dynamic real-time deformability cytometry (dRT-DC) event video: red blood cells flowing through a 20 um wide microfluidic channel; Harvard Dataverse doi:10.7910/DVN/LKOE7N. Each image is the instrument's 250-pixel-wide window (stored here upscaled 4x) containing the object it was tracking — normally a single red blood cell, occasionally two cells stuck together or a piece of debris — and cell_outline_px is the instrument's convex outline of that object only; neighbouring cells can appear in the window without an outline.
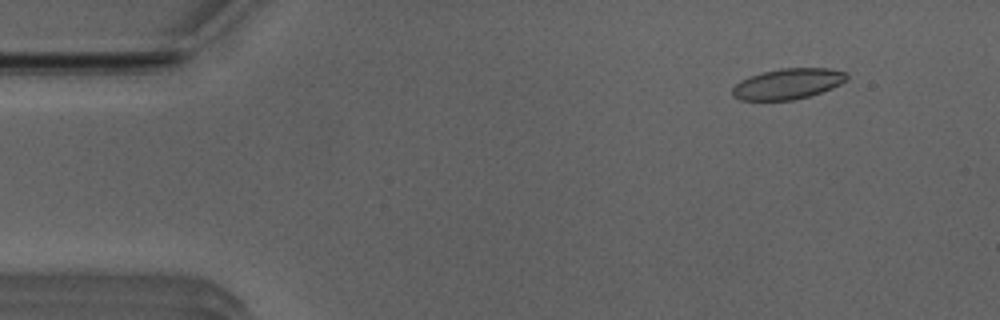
{"species": "Egyptian fruit bat (a non-hibernating species)", "species_latin": "Rousettus aegyptiacus", "temperature_condition": "room temperature", "stored_images_in_passage": 8, "camera_frame_rate_fps": 3000, "um_per_image_px": 0.085, "animal": {"sex": "male"}, "frame": {"image": 1, "passage_image": 6, "time_ms": 1.667, "image_size_px": [1000, 320], "cell_outline_px": [[848, 76], [840, 84], [832, 88], [808, 96], [792, 100], [740, 100], [732, 96], [732, 88], [740, 80], [764, 72], [780, 68], [828, 68], [848, 72]], "centroid_in_image_um": [66.96, 7.12], "position_along_channel_um": 18.0, "area_um2": 20.29}}